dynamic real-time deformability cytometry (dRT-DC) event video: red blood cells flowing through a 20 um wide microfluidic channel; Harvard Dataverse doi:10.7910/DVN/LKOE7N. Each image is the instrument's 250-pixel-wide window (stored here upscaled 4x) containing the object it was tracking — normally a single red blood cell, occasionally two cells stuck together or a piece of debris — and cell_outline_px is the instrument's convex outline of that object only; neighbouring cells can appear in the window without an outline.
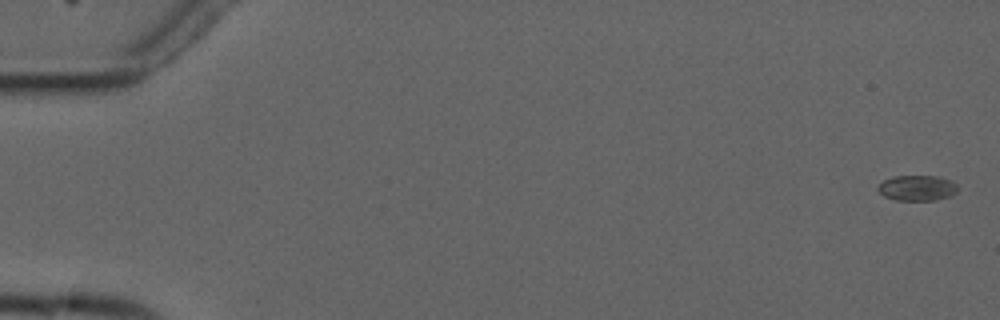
{"species": "common noctule bat (a hibernating species)", "species_latin": "Nyctalus noctula", "temperature_condition": "cold", "stored_images_in_passage": 10, "camera_frame_rate_fps": 3000, "um_per_image_px": 0.085, "animal": {"sex": "male", "forearm_length_mm": 52.5}, "frame": {"image": 1, "passage_image": 1, "time_ms": 0.0, "image_size_px": [1000, 320], "cell_outline_px": [[960, 188], [952, 196], [932, 200], [896, 200], [884, 196], [876, 188], [884, 180], [892, 176], [936, 176], [952, 180]], "centroid_in_image_um": [77.99, 15.97], "position_along_channel_um": 7.0, "area_um2": 11.91}}
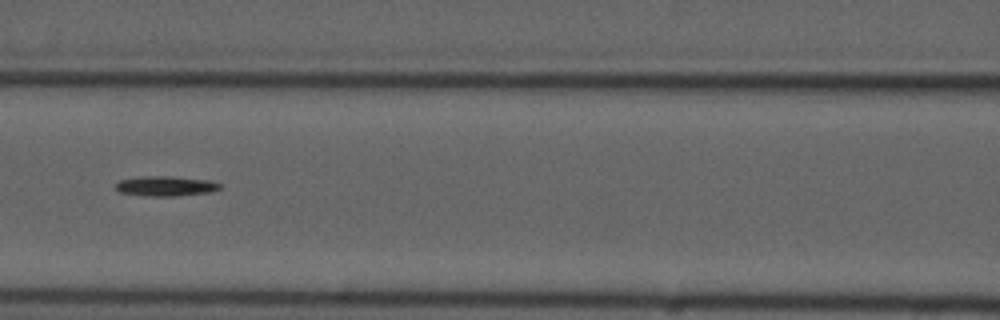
{"frame": {"image": 2, "passage_image": 7, "time_ms": 8.0, "image_size_px": [1000, 320], "cell_outline_px": [[224, 184], [220, 188], [212, 192], [176, 196], [144, 196], [120, 192], [116, 188], [116, 184], [120, 180], [140, 176], [168, 176], [208, 180]], "centroid_in_image_um": [14.11, 15.82], "position_along_channel_um": 152.5, "area_um2": 12.2}}
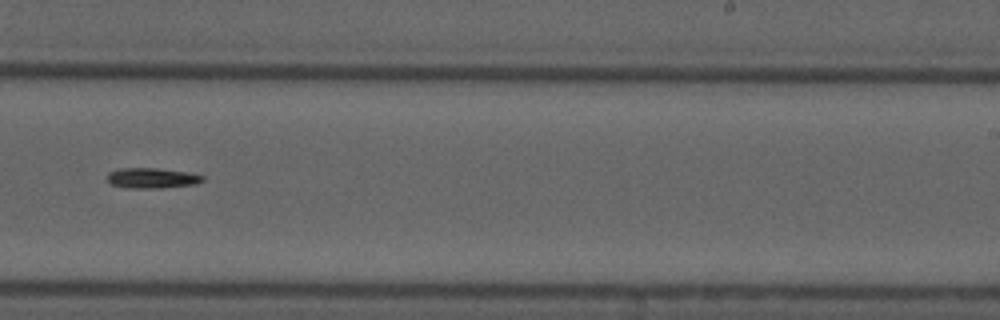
{"frame": {"image": 3, "passage_image": 10, "time_ms": 11.333, "image_size_px": [1000, 320], "cell_outline_px": [[204, 180], [196, 184], [160, 188], [128, 188], [112, 184], [108, 180], [108, 172], [120, 168], [156, 168], [192, 172], [204, 176]], "centroid_in_image_um": [12.96, 15.13], "position_along_channel_um": 276.0, "area_um2": 11.39}}